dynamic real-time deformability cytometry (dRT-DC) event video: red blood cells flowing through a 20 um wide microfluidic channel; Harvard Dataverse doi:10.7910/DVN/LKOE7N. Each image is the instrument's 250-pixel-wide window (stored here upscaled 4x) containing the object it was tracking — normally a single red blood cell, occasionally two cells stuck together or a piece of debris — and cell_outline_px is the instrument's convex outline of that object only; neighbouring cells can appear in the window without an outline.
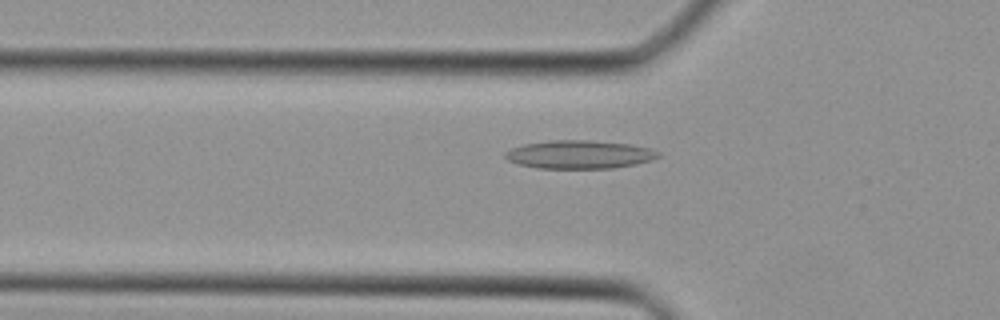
{"species": "Egyptian fruit bat (a non-hibernating species)", "species_latin": "Rousettus aegyptiacus", "temperature_condition": "cold", "stored_images_in_passage": 29, "camera_frame_rate_fps": 3000, "um_per_image_px": 0.085, "animal": {"sex": "female"}, "frame": {"image": 1, "passage_image": 5, "time_ms": 1.333, "image_size_px": [1000, 320], "cell_outline_px": [[660, 156], [652, 160], [636, 164], [612, 168], [536, 168], [520, 164], [508, 160], [504, 156], [504, 152], [512, 148], [524, 144], [548, 140], [588, 140], [628, 144], [648, 148], [660, 152]], "centroid_in_image_um": [49.24, 13.13], "position_along_channel_um": 76.6, "area_um2": 25.14}}
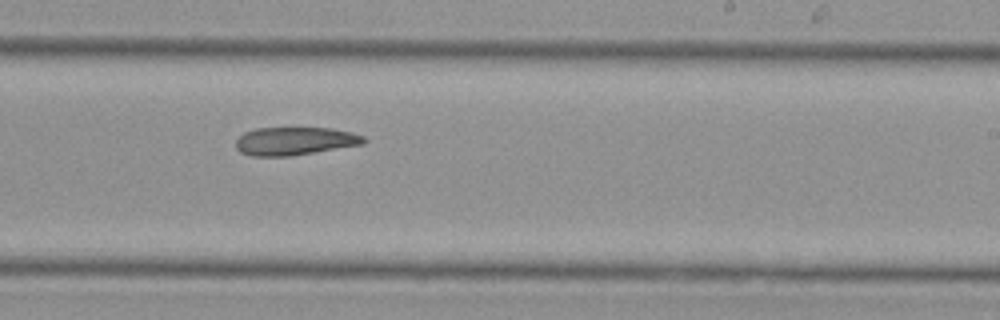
{"frame": {"image": 2, "passage_image": 16, "time_ms": 5.0, "image_size_px": [1000, 320], "cell_outline_px": [[368, 140], [364, 144], [292, 156], [252, 156], [240, 152], [236, 148], [236, 140], [244, 132], [256, 128], [332, 128], [352, 132], [364, 136]], "centroid_in_image_um": [25.08, 11.99], "position_along_channel_um": 263.9, "area_um2": 21.1}}
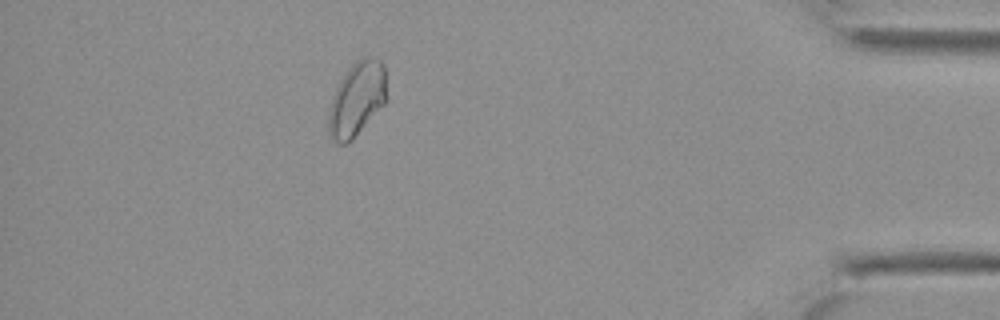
{"frame": {"image": 3, "passage_image": 27, "time_ms": 8.667, "image_size_px": [1000, 320], "cell_outline_px": [[384, 104], [352, 140], [348, 144], [336, 144], [328, 136], [328, 116], [332, 96], [340, 80], [348, 68], [356, 60], [364, 56], [372, 56], [380, 60], [384, 68]], "centroid_in_image_um": [30.28, 8.45], "position_along_channel_um": 404.9, "area_um2": 24.97}}